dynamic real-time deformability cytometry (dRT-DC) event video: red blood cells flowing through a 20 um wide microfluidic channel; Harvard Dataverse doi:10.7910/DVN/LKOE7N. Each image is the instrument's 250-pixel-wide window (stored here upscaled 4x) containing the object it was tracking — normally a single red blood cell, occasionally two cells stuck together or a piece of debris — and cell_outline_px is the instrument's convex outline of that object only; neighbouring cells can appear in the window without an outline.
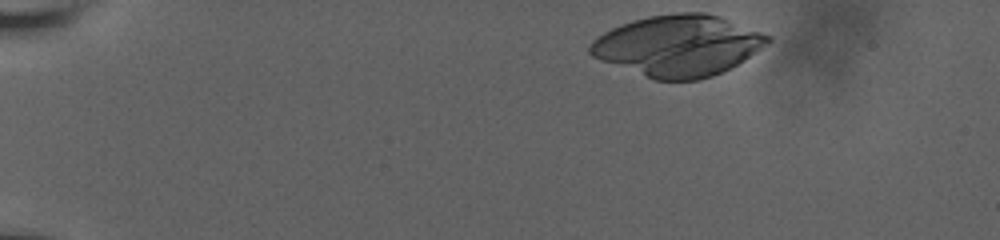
{"species": "human", "species_latin": "Homo sapiens", "temperature_condition": "room temperature", "stored_images_in_passage": 40, "segment_of_instrument_passage": [1, 2], "camera_frame_rate_fps": 3000, "um_per_image_px": 0.085, "donor": {"sex": "male"}, "frame": {"image": 1, "passage_image": 1, "time_ms": 0.0, "image_size_px": [1000, 240], "cell_outline_px": [[772, 40], [744, 60], [712, 76], [700, 80], [652, 80], [600, 60], [592, 56], [588, 52], [588, 44], [592, 40], [604, 32], [620, 24], [632, 20], [648, 16], [676, 12], [704, 12], [720, 16], [772, 36]], "centroid_in_image_um": [57.6, 3.87], "position_along_channel_um": 27.4, "area_um2": 63.35}}